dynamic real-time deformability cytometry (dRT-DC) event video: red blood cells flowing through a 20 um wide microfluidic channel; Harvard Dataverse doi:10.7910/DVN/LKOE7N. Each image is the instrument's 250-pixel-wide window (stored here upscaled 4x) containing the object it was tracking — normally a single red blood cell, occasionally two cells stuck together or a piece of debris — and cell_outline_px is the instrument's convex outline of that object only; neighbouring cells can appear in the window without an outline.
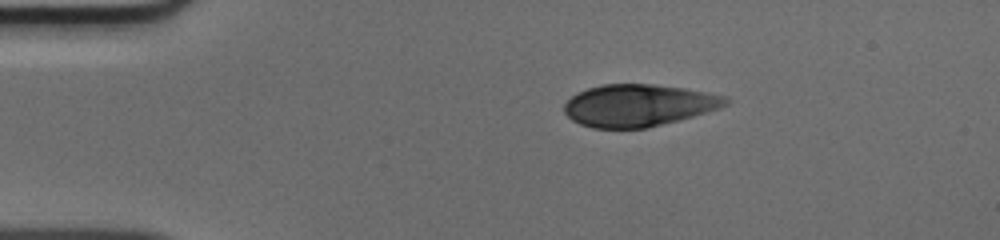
{"species": "human", "species_latin": "Homo sapiens", "temperature_condition": "cold", "stored_images_in_passage": 41, "camera_frame_rate_fps": 3000, "um_per_image_px": 0.085, "donor": {"sex": "male"}, "frame": {"image": 1, "passage_image": 1, "time_ms": 0.0, "image_size_px": [1000, 240], "cell_outline_px": [[728, 104], [720, 108], [692, 116], [648, 128], [592, 128], [580, 124], [572, 120], [564, 112], [564, 104], [576, 92], [600, 84], [652, 84], [684, 88], [708, 92], [728, 96]], "centroid_in_image_um": [54.26, 8.95], "position_along_channel_um": 30.7, "area_um2": 39.65}}
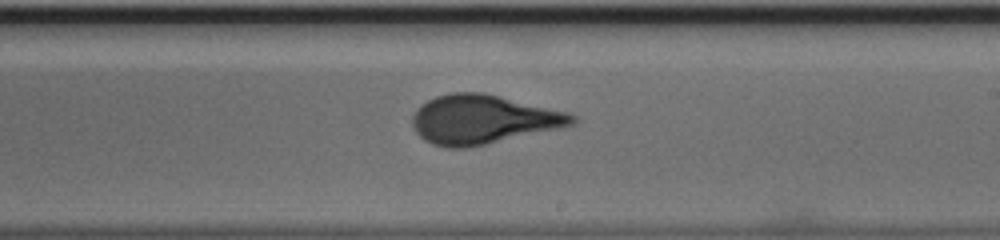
{"frame": {"image": 2, "passage_image": 21, "time_ms": 6.667, "image_size_px": [1000, 240], "cell_outline_px": [[576, 124], [560, 128], [468, 148], [448, 148], [432, 144], [424, 140], [416, 132], [412, 124], [412, 116], [416, 108], [420, 104], [436, 96], [452, 92], [484, 92], [568, 112], [576, 116]], "centroid_in_image_um": [41.03, 10.15], "position_along_channel_um": 248.0, "area_um2": 45.84}}
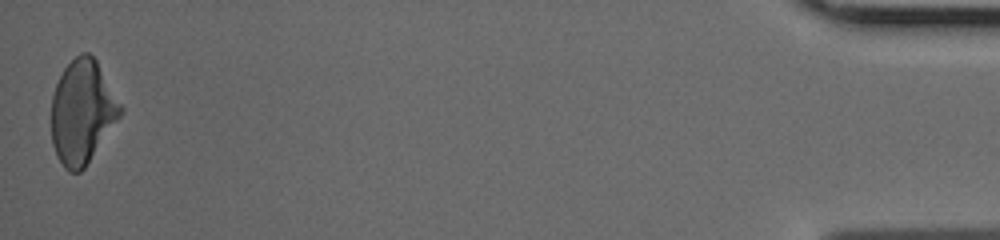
{"frame": {"image": 3, "passage_image": 41, "time_ms": 13.333, "image_size_px": [1000, 240], "cell_outline_px": [[124, 112], [84, 168], [80, 172], [68, 172], [64, 168], [56, 156], [52, 144], [52, 96], [56, 84], [64, 68], [80, 52], [88, 52], [96, 60], [124, 108]], "centroid_in_image_um": [7.0, 9.52], "position_along_channel_um": 428.2, "area_um2": 41.73}}